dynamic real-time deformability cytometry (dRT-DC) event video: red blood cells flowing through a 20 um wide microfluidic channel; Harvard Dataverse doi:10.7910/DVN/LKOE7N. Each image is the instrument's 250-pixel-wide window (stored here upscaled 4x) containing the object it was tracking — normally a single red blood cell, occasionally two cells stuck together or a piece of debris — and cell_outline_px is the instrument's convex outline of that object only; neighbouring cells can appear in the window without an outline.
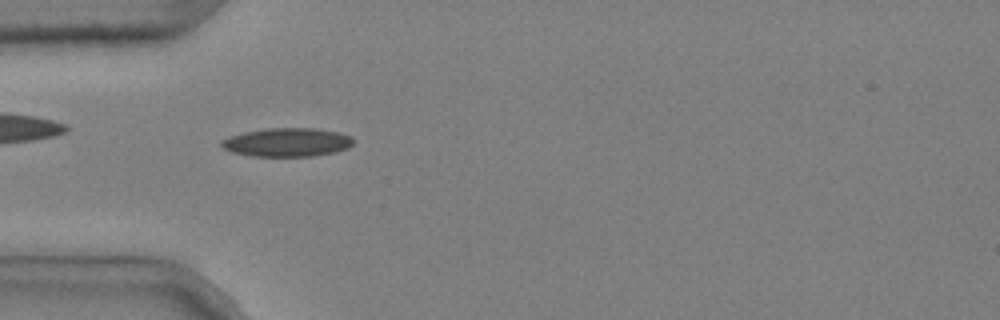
{"species": "common noctule bat (a hibernating species)", "species_latin": "Nyctalus noctula", "temperature_condition": "cold", "stored_images_in_passage": 3, "camera_frame_rate_fps": 3000, "um_per_image_px": 0.085, "animal": {"sex": "male", "body_mass_g": 20.4}, "frame": {"image": 1, "passage_image": 3, "time_ms": 0.667, "image_size_px": [1000, 320], "cell_outline_px": [[352, 144], [348, 148], [332, 152], [312, 156], [252, 156], [232, 152], [224, 148], [220, 144], [220, 140], [228, 136], [244, 132], [268, 128], [316, 128], [336, 132], [348, 136], [352, 140]], "centroid_in_image_um": [24.34, 12.09], "position_along_channel_um": 60.7, "area_um2": 21.79}}